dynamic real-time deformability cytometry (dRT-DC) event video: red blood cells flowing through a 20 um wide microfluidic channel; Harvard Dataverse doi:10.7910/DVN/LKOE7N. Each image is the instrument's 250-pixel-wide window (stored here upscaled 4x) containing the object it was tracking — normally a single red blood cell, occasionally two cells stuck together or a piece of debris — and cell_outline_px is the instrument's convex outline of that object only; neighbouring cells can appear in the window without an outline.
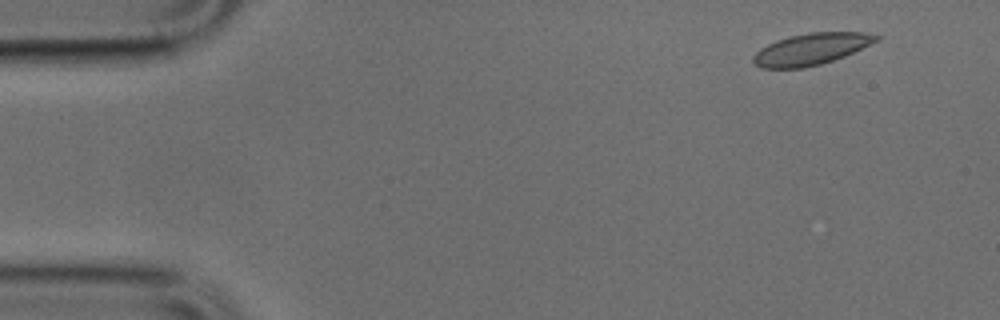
{"species": "common noctule bat (a hibernating species)", "species_latin": "Nyctalus noctula", "temperature_condition": "cold", "stored_images_in_passage": 47, "camera_frame_rate_fps": 3000, "um_per_image_px": 0.085, "animal": {"sex": "male", "body_mass_g": 17.9, "forearm_length_mm": 54.2}, "frame": {"image": 1, "passage_image": 1, "time_ms": 0.0, "image_size_px": [1000, 320], "cell_outline_px": [[880, 40], [844, 56], [820, 64], [804, 68], [760, 68], [752, 64], [752, 56], [760, 48], [776, 40], [788, 36], [808, 32], [864, 32], [880, 36]], "centroid_in_image_um": [68.91, 4.17], "position_along_channel_um": 16.1, "area_um2": 22.77}}
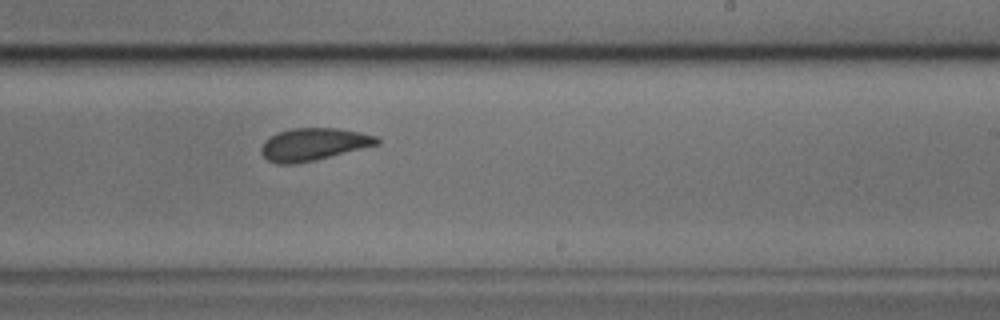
{"frame": {"image": 2, "passage_image": 27, "time_ms": 8.667, "image_size_px": [1000, 320], "cell_outline_px": [[380, 144], [312, 160], [292, 164], [276, 164], [268, 160], [260, 152], [260, 148], [264, 140], [280, 132], [292, 128], [340, 128], [360, 132], [376, 136], [380, 140]], "centroid_in_image_um": [26.64, 12.25], "position_along_channel_um": 262.4, "area_um2": 21.62}}
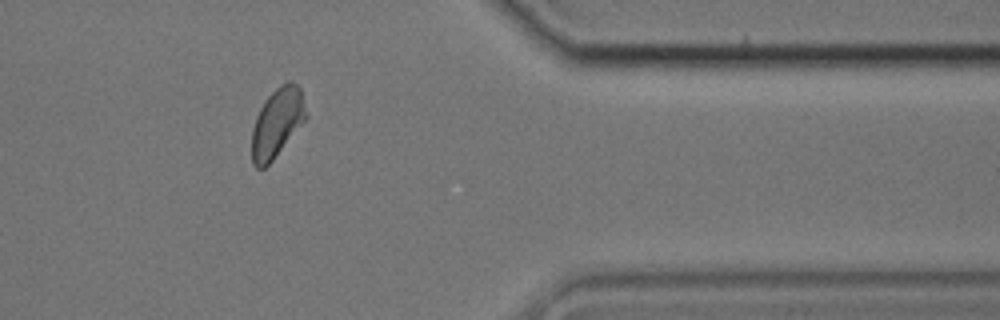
{"frame": {"image": 3, "passage_image": 38, "time_ms": 12.333, "image_size_px": [1000, 320], "cell_outline_px": [[308, 116], [272, 160], [264, 168], [256, 168], [252, 164], [252, 128], [256, 116], [264, 100], [280, 84], [288, 80], [292, 80], [300, 88], [308, 112]], "centroid_in_image_um": [23.55, 10.39], "position_along_channel_um": 387.8, "area_um2": 21.79}}